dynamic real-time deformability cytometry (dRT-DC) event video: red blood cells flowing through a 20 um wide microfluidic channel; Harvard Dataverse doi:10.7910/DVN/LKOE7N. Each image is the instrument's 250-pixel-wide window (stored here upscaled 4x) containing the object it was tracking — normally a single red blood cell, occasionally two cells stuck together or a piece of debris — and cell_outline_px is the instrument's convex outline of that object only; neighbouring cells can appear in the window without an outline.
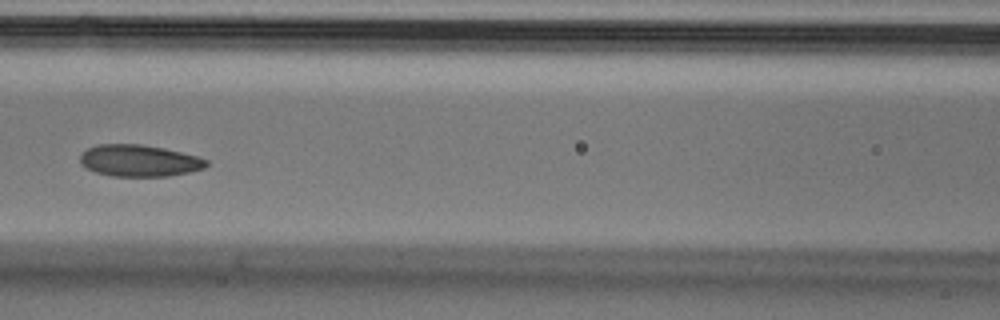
{"species": "Egyptian fruit bat (a non-hibernating species)", "species_latin": "Rousettus aegyptiacus", "temperature_condition": "cold", "stored_images_in_passage": 5, "camera_frame_rate_fps": 3000, "um_per_image_px": 0.085, "animal": {"sex": "male"}, "frame": {"image": 1, "passage_image": 5, "time_ms": 1.333, "image_size_px": [1000, 320], "cell_outline_px": [[208, 164], [204, 168], [188, 172], [168, 176], [112, 176], [96, 172], [80, 164], [80, 152], [96, 144], [140, 144], [164, 148], [196, 156], [208, 160]], "centroid_in_image_um": [11.8, 13.65], "position_along_channel_um": 154.8, "area_um2": 23.29}}